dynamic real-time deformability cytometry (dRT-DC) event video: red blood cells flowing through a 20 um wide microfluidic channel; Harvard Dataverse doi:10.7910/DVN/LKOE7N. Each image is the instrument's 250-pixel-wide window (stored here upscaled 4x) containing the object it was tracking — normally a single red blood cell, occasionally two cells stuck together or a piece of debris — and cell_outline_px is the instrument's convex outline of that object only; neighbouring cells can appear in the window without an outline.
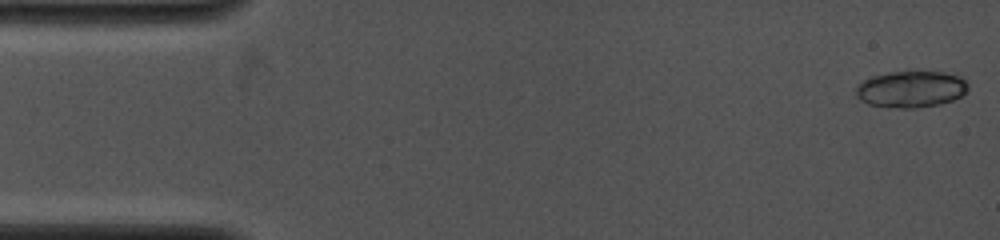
{"species": "common noctule bat (a hibernating species)", "species_latin": "Nyctalus noctula", "temperature_condition": "cold", "stored_images_in_passage": 8, "camera_frame_rate_fps": 4000, "um_per_image_px": 0.085, "animal": {"sex": "female", "body_mass_g": 19.0, "forearm_length_mm": 53.3}, "frame": {"image": 1, "passage_image": 1, "time_ms": 0.0, "image_size_px": [1000, 240], "cell_outline_px": [[968, 88], [960, 96], [952, 100], [940, 104], [916, 108], [888, 108], [868, 104], [860, 100], [856, 96], [856, 88], [864, 80], [872, 76], [888, 72], [944, 72], [960, 76], [968, 84]], "centroid_in_image_um": [77.41, 7.59], "position_along_channel_um": 7.6, "area_um2": 23.87}}